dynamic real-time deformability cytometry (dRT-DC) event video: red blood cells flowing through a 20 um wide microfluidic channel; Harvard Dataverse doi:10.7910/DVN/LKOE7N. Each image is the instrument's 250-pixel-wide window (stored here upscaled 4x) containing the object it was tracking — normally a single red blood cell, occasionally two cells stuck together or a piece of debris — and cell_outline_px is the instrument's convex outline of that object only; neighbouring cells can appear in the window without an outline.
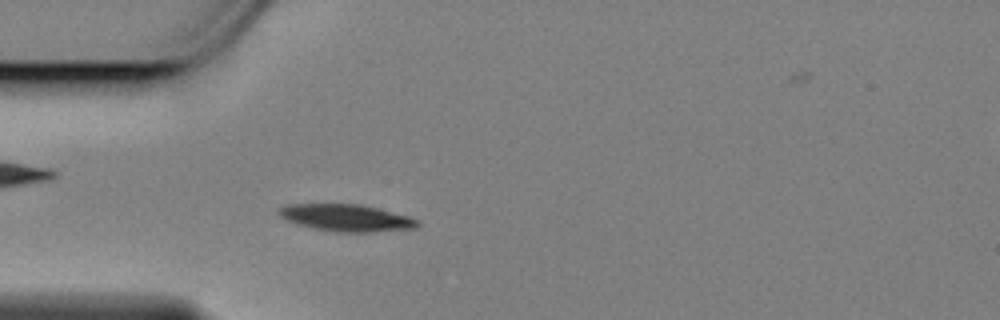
{"species": "Egyptian fruit bat (a non-hibernating species)", "species_latin": "Rousettus aegyptiacus", "temperature_condition": "cold", "stored_images_in_passage": 58, "camera_frame_rate_fps": 3000, "um_per_image_px": 0.085, "animal": {"sex": "female"}, "frame": {"image": 1, "passage_image": 16, "time_ms": 5.0, "image_size_px": [1000, 320], "cell_outline_px": [[420, 224], [416, 228], [372, 232], [332, 232], [296, 224], [280, 216], [276, 212], [280, 208], [288, 204], [360, 204], [408, 216], [420, 220]], "centroid_in_image_um": [29.44, 18.52], "position_along_channel_um": 55.6, "area_um2": 21.79}}
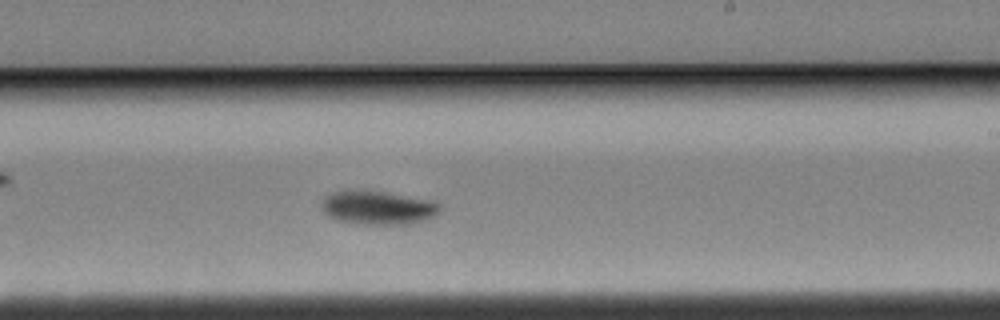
{"frame": {"image": 2, "passage_image": 34, "time_ms": 11.0, "image_size_px": [1000, 320], "cell_outline_px": [[440, 212], [436, 216], [428, 220], [412, 224], [356, 224], [336, 220], [328, 216], [324, 212], [324, 200], [332, 192], [380, 192], [436, 200], [440, 204]], "centroid_in_image_um": [32.25, 17.7], "position_along_channel_um": 256.7, "area_um2": 22.89}}
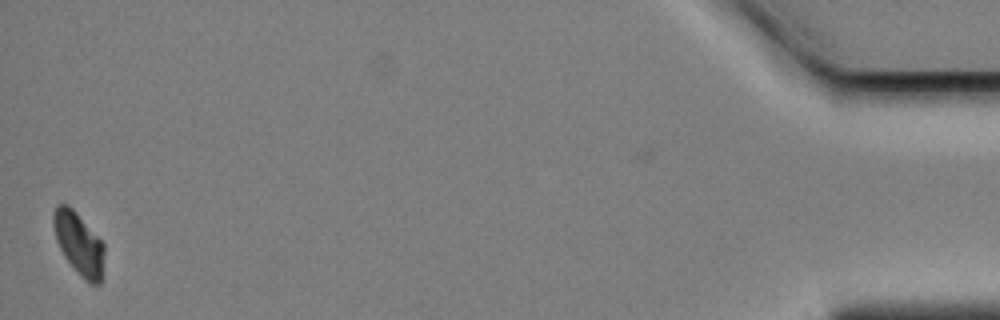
{"frame": {"image": 3, "passage_image": 57, "time_ms": 18.667, "image_size_px": [1000, 320], "cell_outline_px": [[104, 252], [100, 284], [88, 284], [76, 272], [64, 256], [56, 240], [52, 224], [52, 216], [56, 204], [68, 204], [76, 212], [104, 244]], "centroid_in_image_um": [6.67, 20.71], "position_along_channel_um": 428.5, "area_um2": 18.5}, "authors_computed_cell_mechanics": {"area_um2": 21.1259, "velocity_mm_per_s": 3.4359, "shape_relaxation_time_tau1_ms": 1.6545, "shape_relaxation_time_tau2_ms": null, "deformation_change_tau1": 0.0982, "deformation_change_tau2": null}}